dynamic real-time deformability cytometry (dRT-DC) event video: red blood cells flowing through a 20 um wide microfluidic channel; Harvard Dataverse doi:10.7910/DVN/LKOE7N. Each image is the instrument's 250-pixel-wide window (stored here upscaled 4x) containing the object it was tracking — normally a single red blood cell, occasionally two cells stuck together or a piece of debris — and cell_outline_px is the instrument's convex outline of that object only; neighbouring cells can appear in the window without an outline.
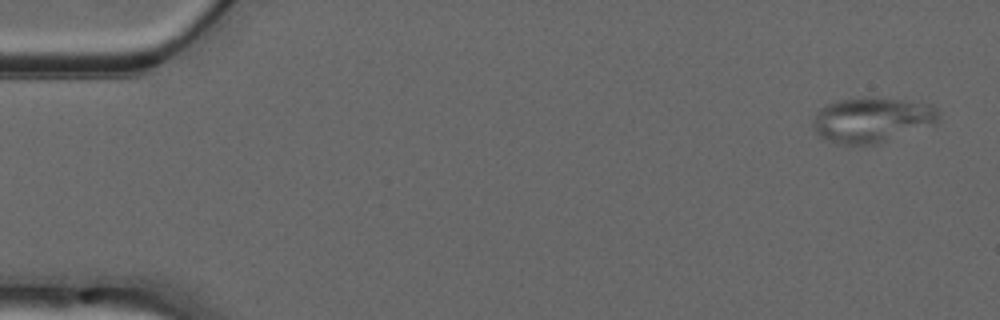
{"species": "common noctule bat (a hibernating species)", "species_latin": "Nyctalus noctula", "temperature_condition": "warm", "stored_images_in_passage": 51, "camera_frame_rate_fps": 3000, "um_per_image_px": 0.085, "animal": {"sex": "male", "forearm_length_mm": 52.5}, "frame": {"image": 1, "passage_image": 1, "time_ms": 0.0, "image_size_px": [1000, 320], "cell_outline_px": [[940, 116], [936, 120], [876, 144], [836, 144], [820, 136], [812, 128], [812, 120], [820, 108], [828, 104], [840, 100], [904, 100], [932, 104], [940, 112]], "centroid_in_image_um": [74.02, 10.2], "position_along_channel_um": 11.0, "area_um2": 31.39}}
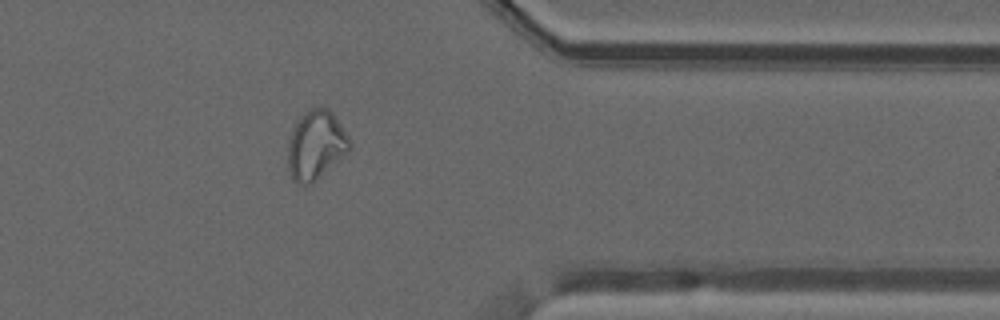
{"frame": {"image": 2, "passage_image": 40, "time_ms": 13.0, "image_size_px": [1000, 320], "cell_outline_px": [[352, 148], [308, 184], [296, 184], [292, 180], [288, 172], [288, 140], [292, 128], [296, 120], [304, 112], [312, 108], [328, 108], [332, 112], [352, 140]], "centroid_in_image_um": [26.82, 12.29], "position_along_channel_um": 384.6, "area_um2": 24.68}}
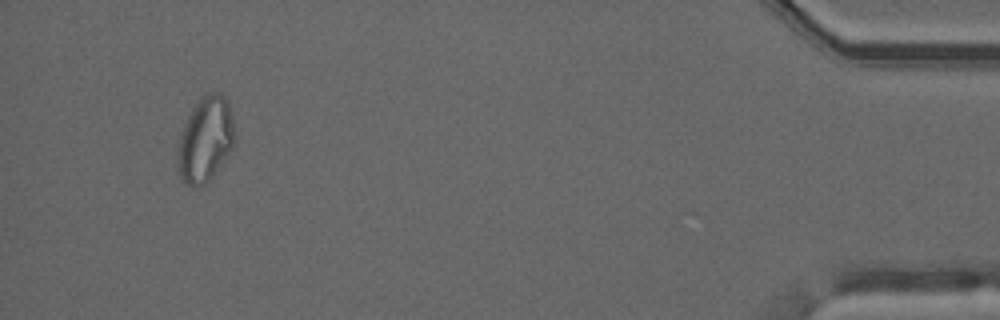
{"frame": {"image": 3, "passage_image": 47, "time_ms": 15.333, "image_size_px": [1000, 320], "cell_outline_px": [[236, 136], [232, 148], [224, 160], [212, 176], [204, 184], [192, 188], [180, 176], [176, 156], [176, 152], [180, 136], [184, 124], [192, 108], [204, 92], [220, 92], [228, 100], [232, 116]], "centroid_in_image_um": [17.46, 11.81], "position_along_channel_um": 417.7, "area_um2": 28.44}}